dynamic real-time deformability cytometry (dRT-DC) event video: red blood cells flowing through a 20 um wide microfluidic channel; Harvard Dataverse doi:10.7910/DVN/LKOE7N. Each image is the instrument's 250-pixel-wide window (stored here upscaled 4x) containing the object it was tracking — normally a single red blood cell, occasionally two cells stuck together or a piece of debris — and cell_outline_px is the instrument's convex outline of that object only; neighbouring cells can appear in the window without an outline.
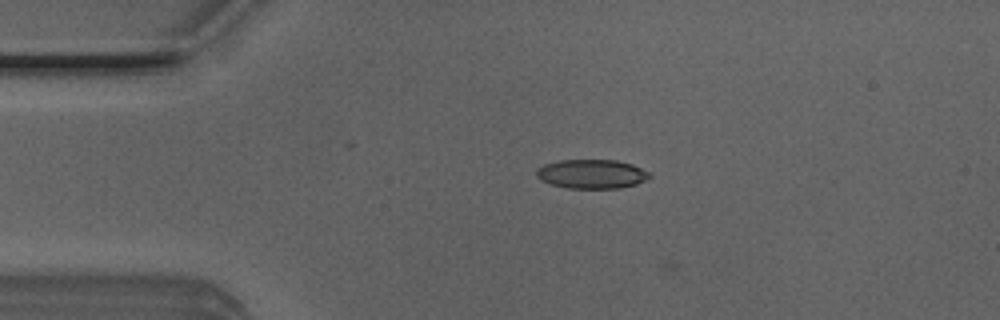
{"species": "Egyptian fruit bat (a non-hibernating species)", "species_latin": "Rousettus aegyptiacus", "temperature_condition": "room temperature", "stored_images_in_passage": 4, "camera_frame_rate_fps": 3000, "um_per_image_px": 0.085, "animal": {"sex": "male"}, "frame": {"image": 1, "passage_image": 3, "time_ms": 0.667, "image_size_px": [1000, 320], "cell_outline_px": [[652, 176], [636, 184], [620, 188], [568, 188], [552, 184], [540, 180], [536, 176], [536, 168], [544, 164], [560, 160], [616, 160], [632, 164], [648, 172]], "centroid_in_image_um": [50.26, 14.78], "position_along_channel_um": 34.7, "area_um2": 19.13}}